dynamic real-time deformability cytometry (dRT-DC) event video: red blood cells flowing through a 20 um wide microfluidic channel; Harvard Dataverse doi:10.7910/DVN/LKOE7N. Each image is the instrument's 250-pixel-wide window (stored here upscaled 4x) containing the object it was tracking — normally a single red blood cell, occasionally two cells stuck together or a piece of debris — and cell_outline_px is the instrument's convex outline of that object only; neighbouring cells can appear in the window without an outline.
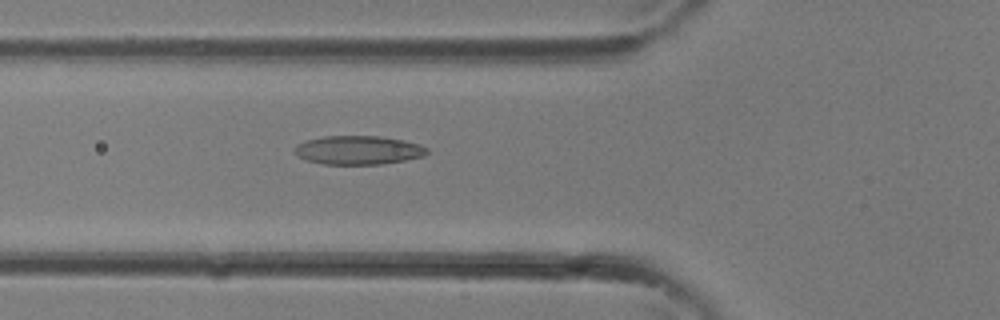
{"species": "common noctule bat (a hibernating species)", "species_latin": "Nyctalus noctula", "temperature_condition": "room temperature", "stored_images_in_passage": 34, "camera_frame_rate_fps": 3000, "um_per_image_px": 0.085, "animal": {"sex": "female"}, "frame": {"image": 1, "passage_image": 12, "time_ms": 3.667, "image_size_px": [1000, 320], "cell_outline_px": [[428, 152], [424, 156], [404, 160], [380, 164], [324, 164], [308, 160], [292, 152], [296, 144], [308, 140], [324, 136], [380, 136], [420, 144], [428, 148]], "centroid_in_image_um": [30.45, 12.75], "position_along_channel_um": 95.3, "area_um2": 22.02}}
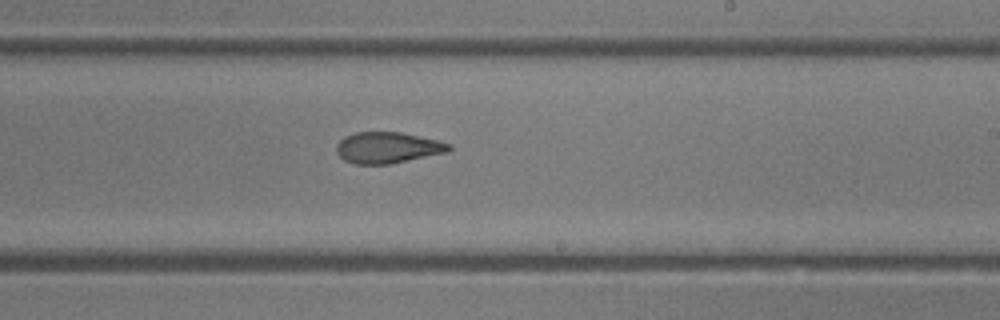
{"frame": {"image": 2, "passage_image": 20, "time_ms": 6.333, "image_size_px": [1000, 320], "cell_outline_px": [[452, 148], [448, 152], [388, 164], [356, 164], [344, 160], [336, 152], [336, 144], [344, 136], [356, 132], [400, 132], [440, 140], [452, 144]], "centroid_in_image_um": [32.96, 12.54], "position_along_channel_um": 256.0, "area_um2": 20.52}}
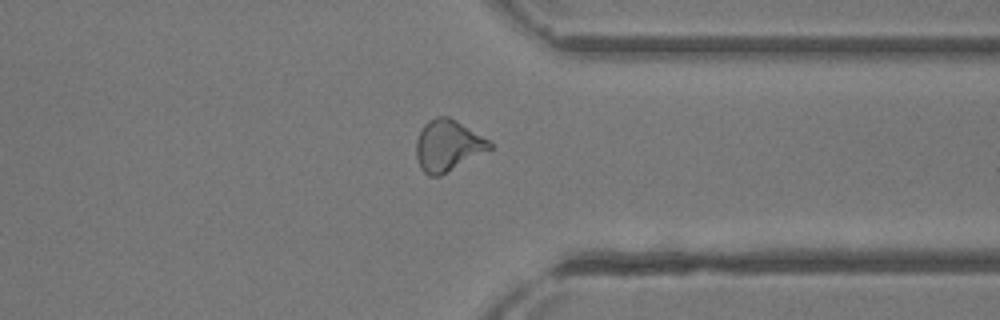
{"frame": {"image": 3, "passage_image": 26, "time_ms": 8.333, "image_size_px": [1000, 320], "cell_outline_px": [[492, 148], [440, 176], [428, 176], [420, 168], [416, 156], [416, 140], [424, 124], [428, 120], [436, 116], [448, 116], [456, 120], [488, 140], [492, 144]], "centroid_in_image_um": [38.02, 12.37], "position_along_channel_um": 373.4, "area_um2": 21.73}}